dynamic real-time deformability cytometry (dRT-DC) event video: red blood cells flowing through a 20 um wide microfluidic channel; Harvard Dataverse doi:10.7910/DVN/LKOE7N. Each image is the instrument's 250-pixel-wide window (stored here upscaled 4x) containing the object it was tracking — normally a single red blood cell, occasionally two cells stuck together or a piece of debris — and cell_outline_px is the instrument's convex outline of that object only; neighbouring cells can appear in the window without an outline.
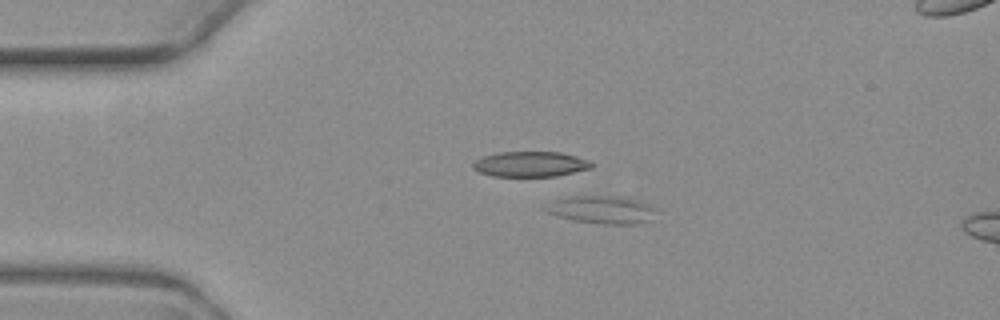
{"species": "common noctule bat (a hibernating species)", "species_latin": "Nyctalus noctula", "temperature_condition": "warm", "stored_images_in_passage": 8, "camera_frame_rate_fps": 3000, "um_per_image_px": 0.085, "animal": {"sex": "female", "body_mass_g": 19.3, "forearm_length_mm": 54.1}, "frame": {"image": 1, "passage_image": 2, "time_ms": 1.333, "image_size_px": [1000, 320], "cell_outline_px": [[660, 208], [648, 220], [640, 224], [600, 224], [576, 220], [560, 216], [548, 212], [544, 208], [556, 200], [572, 196], [620, 196], [640, 200], [652, 204]], "centroid_in_image_um": [51.3, 17.82], "position_along_channel_um": 33.7, "area_um2": 17.86}}